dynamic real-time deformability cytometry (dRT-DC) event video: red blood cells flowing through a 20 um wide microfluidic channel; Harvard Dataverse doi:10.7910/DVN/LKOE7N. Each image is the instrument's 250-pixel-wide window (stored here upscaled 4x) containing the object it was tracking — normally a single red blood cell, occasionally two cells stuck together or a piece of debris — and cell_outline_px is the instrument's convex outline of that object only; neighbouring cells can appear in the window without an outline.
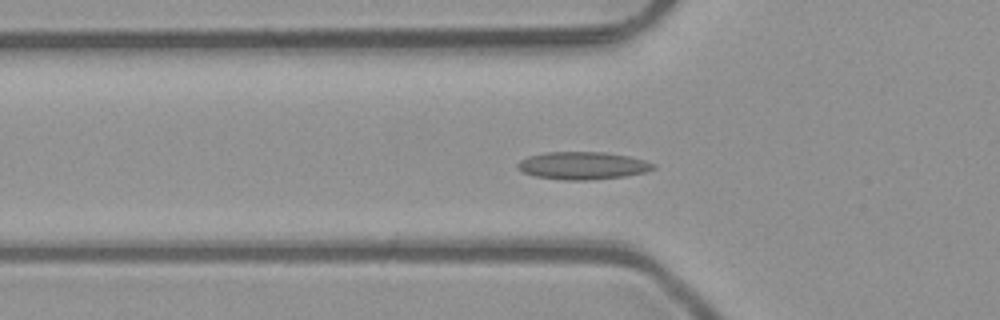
{"species": "common noctule bat (a hibernating species)", "species_latin": "Nyctalus noctula", "temperature_condition": "room temperature", "stored_images_in_passage": 51, "camera_frame_rate_fps": 3000, "um_per_image_px": 0.085, "animal": {"sex": "male", "body_mass_g": 23.1, "forearm_length_mm": 52.7}, "frame": {"image": 1, "passage_image": 17, "time_ms": 5.333, "image_size_px": [1000, 320], "cell_outline_px": [[656, 168], [644, 172], [624, 176], [588, 180], [564, 180], [536, 176], [524, 172], [516, 168], [516, 164], [520, 160], [528, 156], [548, 152], [604, 152], [628, 156], [644, 160], [656, 164]], "centroid_in_image_um": [49.52, 14.07], "position_along_channel_um": 76.3, "area_um2": 21.73}}
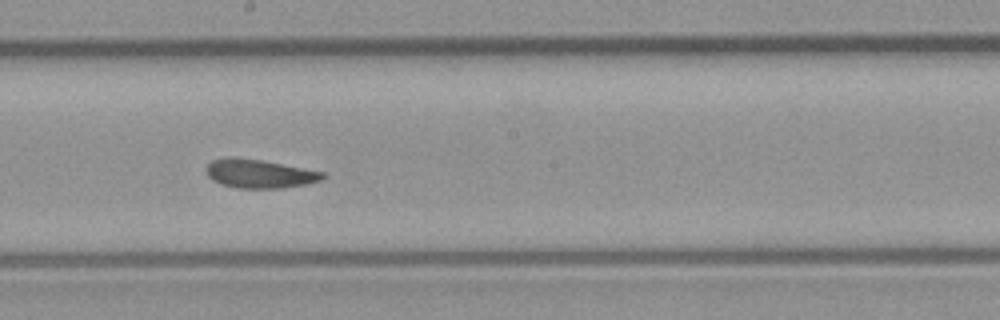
{"frame": {"image": 2, "passage_image": 28, "time_ms": 9.0, "image_size_px": [1000, 320], "cell_outline_px": [[328, 176], [324, 180], [308, 184], [284, 188], [236, 188], [220, 184], [212, 180], [208, 176], [204, 168], [212, 160], [224, 156], [236, 156], [260, 160], [324, 172]], "centroid_in_image_um": [22.04, 14.76], "position_along_channel_um": 226.2, "area_um2": 19.88}}
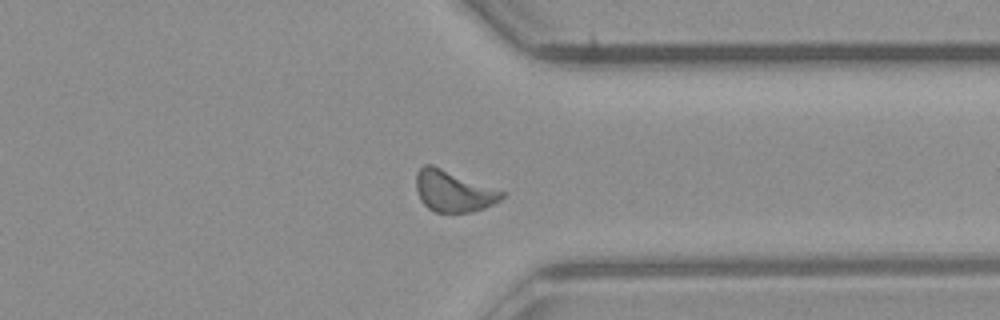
{"frame": {"image": 3, "passage_image": 39, "time_ms": 12.667, "image_size_px": [1000, 320], "cell_outline_px": [[508, 192], [500, 200], [484, 208], [472, 212], [436, 212], [428, 208], [420, 200], [416, 188], [416, 172], [424, 164], [432, 164]], "centroid_in_image_um": [38.55, 16.23], "position_along_channel_um": 372.8, "area_um2": 20.87}, "authors_computed_cell_mechanics": {"area_um2": 19.7098, "velocity_mm_per_s": 4.0598, "shape_relaxation_time_tau1_ms": null, "shape_relaxation_time_tau2_ms": 3.3962, "deformation_change_tau1": null, "deformation_change_tau2": 0.1025}}